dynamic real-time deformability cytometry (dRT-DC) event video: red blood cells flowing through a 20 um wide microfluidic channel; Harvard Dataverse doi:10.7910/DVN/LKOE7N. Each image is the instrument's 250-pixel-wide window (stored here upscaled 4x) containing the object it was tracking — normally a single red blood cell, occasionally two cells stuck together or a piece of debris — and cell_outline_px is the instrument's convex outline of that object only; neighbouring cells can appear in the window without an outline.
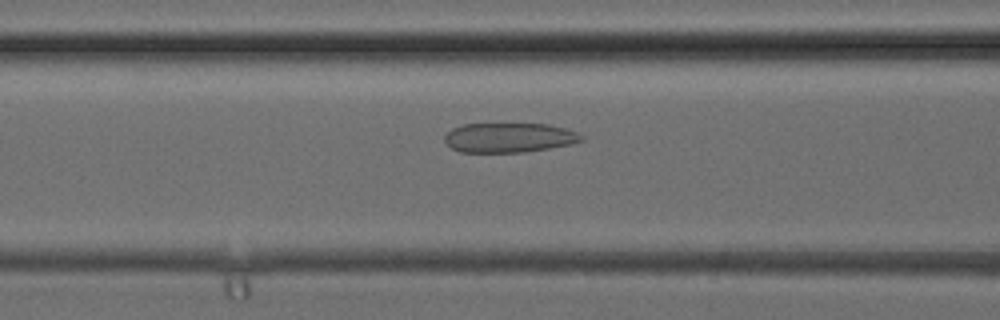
{"species": "common noctule bat (a hibernating species)", "species_latin": "Nyctalus noctula", "temperature_condition": "cold", "stored_images_in_passage": 24, "camera_frame_rate_fps": 3000, "um_per_image_px": 0.085, "animal": {"sex": "female", "body_mass_g": 24.6, "forearm_length_mm": 56.2}, "frame": {"image": 1, "passage_image": 5, "time_ms": 1.333, "image_size_px": [1000, 320], "cell_outline_px": [[584, 140], [572, 144], [524, 152], [460, 152], [452, 148], [444, 140], [444, 136], [452, 128], [464, 124], [548, 124], [564, 128], [576, 132], [584, 136]], "centroid_in_image_um": [43.28, 11.7], "position_along_channel_um": 123.3, "area_um2": 23.52}}
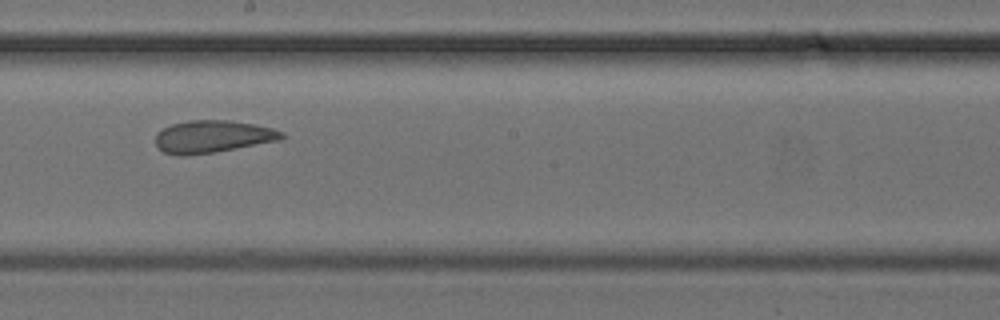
{"frame": {"image": 2, "passage_image": 11, "time_ms": 3.333, "image_size_px": [1000, 320], "cell_outline_px": [[284, 136], [280, 140], [216, 152], [188, 156], [180, 156], [164, 152], [156, 144], [156, 132], [172, 124], [188, 120], [228, 120], [252, 124], [272, 128], [284, 132]], "centroid_in_image_um": [18.06, 11.61], "position_along_channel_um": 230.1, "area_um2": 23.81}}
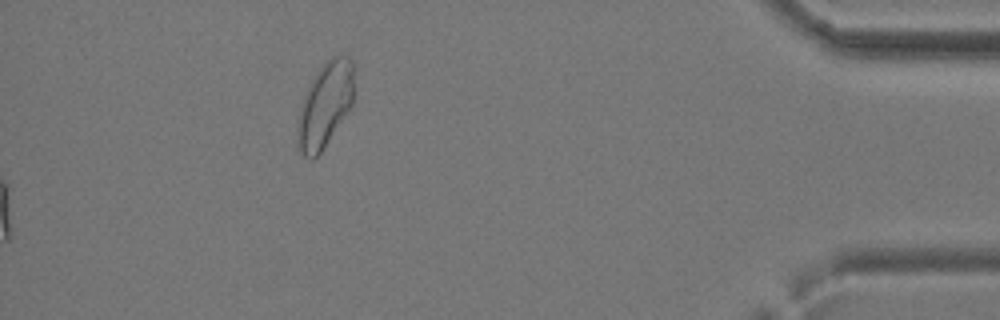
{"frame": {"image": 3, "passage_image": 24, "time_ms": 7.667, "image_size_px": [1000, 320], "cell_outline_px": [[352, 104], [324, 148], [312, 160], [304, 156], [296, 148], [296, 128], [300, 108], [304, 92], [320, 68], [332, 56], [348, 56], [352, 60]], "centroid_in_image_um": [27.57, 8.98], "position_along_channel_um": 407.6, "area_um2": 27.69}}